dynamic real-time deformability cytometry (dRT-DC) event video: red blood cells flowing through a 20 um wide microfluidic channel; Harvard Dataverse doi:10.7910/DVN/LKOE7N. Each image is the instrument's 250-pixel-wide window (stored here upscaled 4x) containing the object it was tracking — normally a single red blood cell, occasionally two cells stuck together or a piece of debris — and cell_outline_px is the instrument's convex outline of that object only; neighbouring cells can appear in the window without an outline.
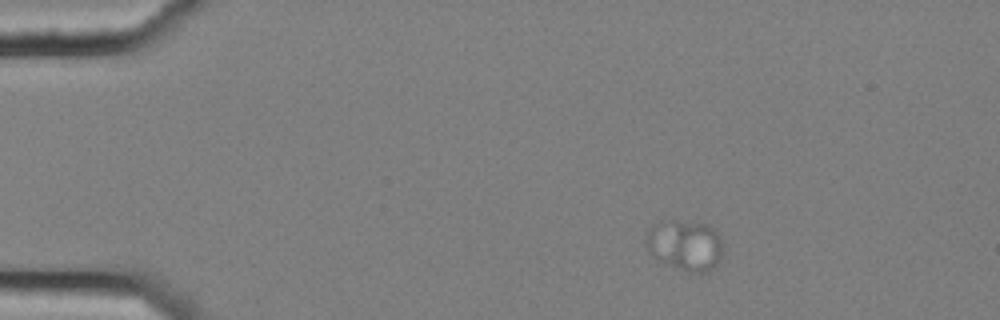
{"species": "common noctule bat (a hibernating species)", "species_latin": "Nyctalus noctula", "temperature_condition": "cold", "stored_images_in_passage": 6, "camera_frame_rate_fps": 3000, "um_per_image_px": 0.085, "animal": {"sex": "female", "body_mass_g": 25.1}, "frame": {"image": 1, "passage_image": 3, "time_ms": 0.667, "image_size_px": [1000, 320], "cell_outline_px": [[720, 260], [708, 272], [688, 272], [660, 260], [652, 256], [644, 244], [648, 228], [656, 224], [668, 220], [676, 220], [708, 224], [716, 228], [720, 236]], "centroid_in_image_um": [58.21, 20.81], "position_along_channel_um": 26.8, "area_um2": 22.6}}